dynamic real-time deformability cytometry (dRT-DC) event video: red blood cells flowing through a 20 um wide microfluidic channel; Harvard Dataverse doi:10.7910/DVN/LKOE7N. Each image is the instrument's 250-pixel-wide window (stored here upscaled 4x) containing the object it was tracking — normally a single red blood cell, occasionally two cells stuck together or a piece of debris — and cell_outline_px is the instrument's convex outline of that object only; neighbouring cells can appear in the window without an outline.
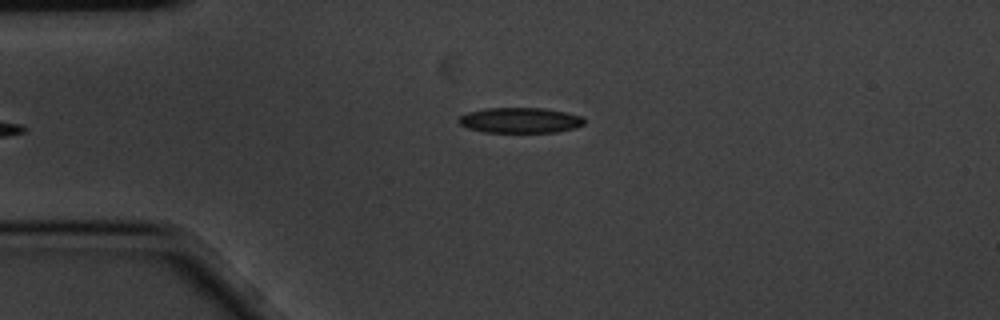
{"species": "common noctule bat (a hibernating species)", "species_latin": "Nyctalus noctula", "temperature_condition": "cold", "stored_images_in_passage": 3, "camera_frame_rate_fps": 3000, "um_per_image_px": 0.085, "animal": {"sex": "male", "body_mass_g": 20.1, "forearm_length_mm": 53.5}, "frame": {"image": 1, "passage_image": 3, "time_ms": 0.667, "image_size_px": [1000, 320], "cell_outline_px": [[584, 124], [572, 128], [556, 132], [484, 132], [468, 128], [460, 124], [456, 120], [460, 116], [468, 112], [484, 108], [544, 108], [564, 112], [580, 116], [584, 120]], "centroid_in_image_um": [44.15, 10.22], "position_along_channel_um": 40.8, "area_um2": 18.44}}